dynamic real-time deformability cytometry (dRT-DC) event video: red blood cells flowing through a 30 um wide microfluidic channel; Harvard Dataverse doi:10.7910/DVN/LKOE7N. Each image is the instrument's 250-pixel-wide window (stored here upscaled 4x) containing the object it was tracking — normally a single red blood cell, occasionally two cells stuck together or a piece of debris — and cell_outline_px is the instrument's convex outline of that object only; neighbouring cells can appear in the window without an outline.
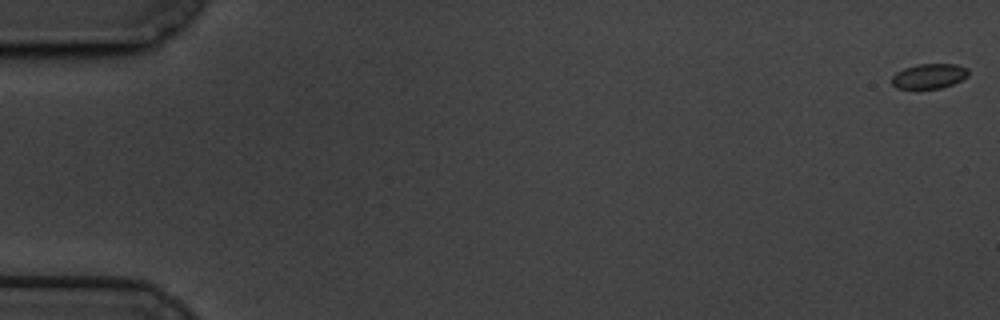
{"species": "common noctule bat (a hibernating species)", "species_latin": "Nyctalus noctula", "temperature_condition": "cold", "stored_images_in_passage": 54, "camera_frame_rate_fps": 3000, "um_per_image_px": 0.085, "animal": {"sex": "male", "body_mass_g": 19.5, "forearm_length_mm": 54.6}, "frame": {"image": 1, "passage_image": 1, "time_ms": 0.0, "image_size_px": [1000, 320], "cell_outline_px": [[968, 76], [952, 84], [940, 88], [896, 88], [892, 84], [892, 76], [896, 72], [904, 68], [916, 64], [956, 64], [968, 68]], "centroid_in_image_um": [78.96, 6.45], "position_along_channel_um": 6.0, "area_um2": 11.04}}
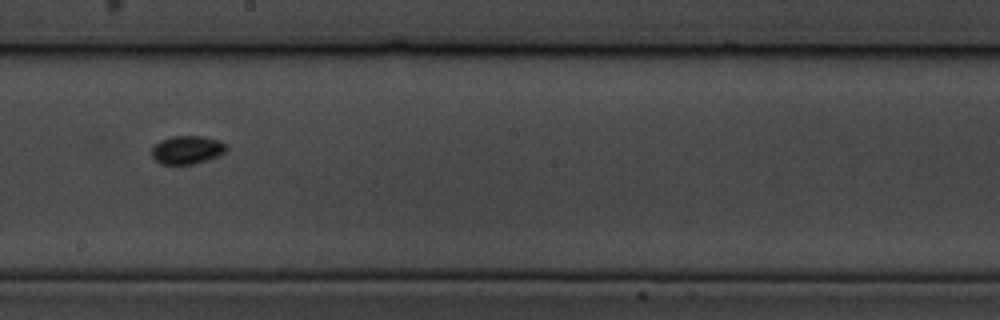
{"frame": {"image": 2, "passage_image": 35, "time_ms": 11.333, "image_size_px": [1000, 320], "cell_outline_px": [[228, 148], [224, 152], [216, 156], [192, 164], [160, 164], [152, 156], [152, 148], [160, 140], [172, 136], [204, 136], [216, 140], [224, 144]], "centroid_in_image_um": [15.86, 12.73], "position_along_channel_um": 232.3, "area_um2": 12.02}}
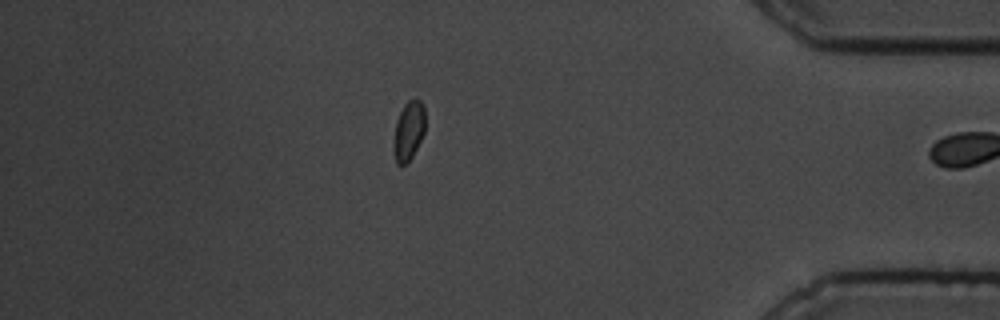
{"frame": {"image": 3, "passage_image": 53, "time_ms": 17.333, "image_size_px": [1000, 320], "cell_outline_px": [[424, 132], [412, 156], [404, 164], [396, 164], [396, 120], [404, 104], [408, 100], [420, 100], [424, 108]], "centroid_in_image_um": [34.77, 11.05], "position_along_channel_um": 400.4, "area_um2": 10.12}}